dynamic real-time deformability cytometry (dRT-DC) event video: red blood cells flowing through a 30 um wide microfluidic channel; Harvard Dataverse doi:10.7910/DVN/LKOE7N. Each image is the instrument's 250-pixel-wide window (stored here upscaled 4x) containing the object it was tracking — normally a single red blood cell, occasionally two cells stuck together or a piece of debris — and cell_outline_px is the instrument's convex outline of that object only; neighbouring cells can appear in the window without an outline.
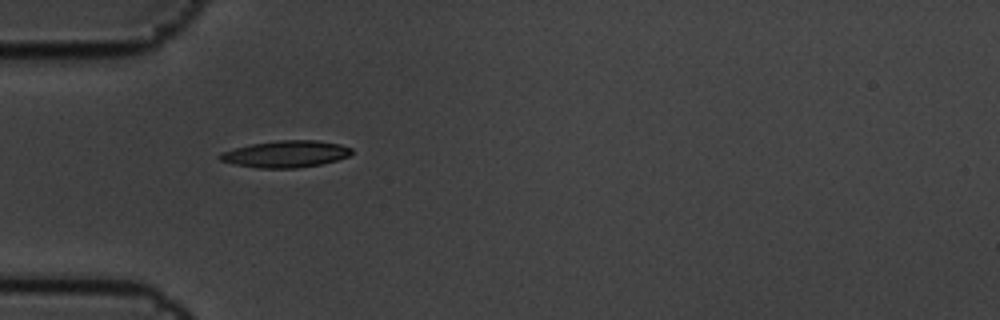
{"species": "common noctule bat (a hibernating species)", "species_latin": "Nyctalus noctula", "temperature_condition": "cold", "stored_images_in_passage": 3, "camera_frame_rate_fps": 3000, "um_per_image_px": 0.085, "animal": {"sex": "male", "body_mass_g": 19.5, "forearm_length_mm": 54.6}, "frame": {"image": 1, "passage_image": 1, "time_ms": 0.0, "image_size_px": [1000, 320], "cell_outline_px": [[352, 152], [348, 156], [336, 160], [320, 164], [296, 168], [260, 168], [236, 164], [220, 160], [216, 156], [220, 152], [252, 144], [280, 140], [316, 140], [340, 144], [352, 148]], "centroid_in_image_um": [24.28, 13.09], "position_along_channel_um": 60.7, "area_um2": 20.35}}
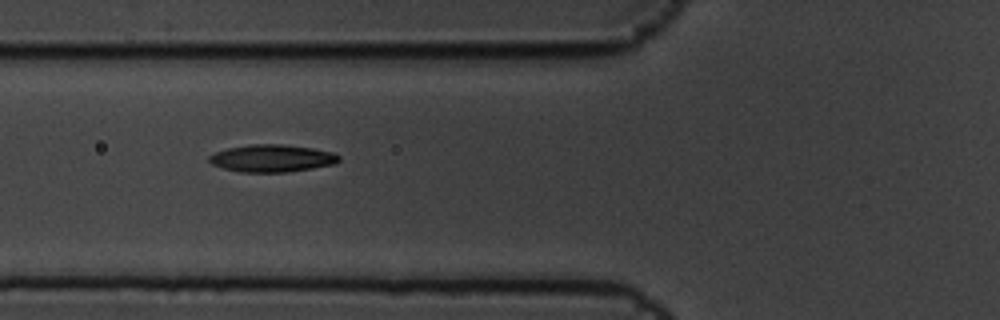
{"frame": {"image": 2, "passage_image": 2, "time_ms": 0.333, "image_size_px": [1000, 320], "cell_outline_px": [[340, 160], [336, 164], [312, 168], [284, 172], [240, 172], [224, 168], [212, 164], [208, 160], [208, 156], [216, 152], [228, 148], [252, 144], [280, 144], [312, 148], [332, 152], [340, 156]], "centroid_in_image_um": [23.13, 13.45], "position_along_channel_um": 102.7, "area_um2": 20.58}}
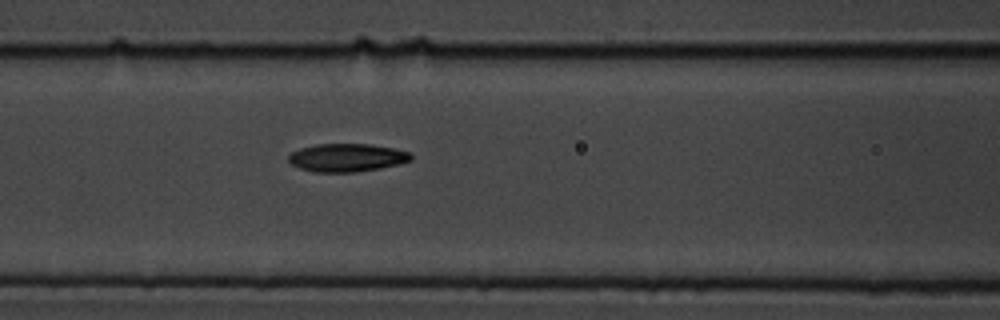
{"frame": {"image": 3, "passage_image": 3, "time_ms": 0.667, "image_size_px": [1000, 320], "cell_outline_px": [[412, 160], [400, 164], [380, 168], [356, 172], [312, 172], [300, 168], [292, 164], [288, 160], [288, 156], [292, 152], [300, 148], [316, 144], [368, 144], [392, 148], [412, 152]], "centroid_in_image_um": [29.5, 13.4], "position_along_channel_um": 137.1, "area_um2": 20.11}}